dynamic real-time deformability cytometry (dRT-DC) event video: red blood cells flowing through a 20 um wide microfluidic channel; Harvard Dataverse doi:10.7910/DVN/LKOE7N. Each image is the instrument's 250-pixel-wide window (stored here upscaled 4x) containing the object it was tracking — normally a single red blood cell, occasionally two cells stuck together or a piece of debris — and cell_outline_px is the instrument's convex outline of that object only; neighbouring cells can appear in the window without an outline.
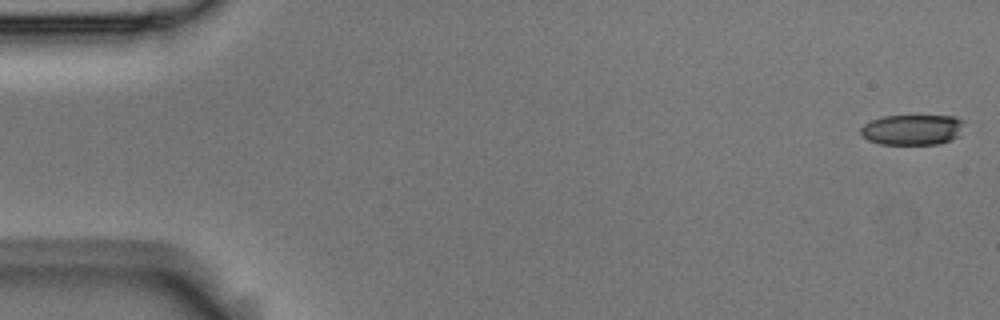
{"species": "Egyptian fruit bat (a non-hibernating species)", "species_latin": "Rousettus aegyptiacus", "temperature_condition": "room temperature", "stored_images_in_passage": 5, "camera_frame_rate_fps": 3000, "um_per_image_px": 0.085, "animal": {"sex": "male"}, "frame": {"image": 1, "passage_image": 1, "time_ms": 0.0, "image_size_px": [1000, 320], "cell_outline_px": [[964, 120], [956, 136], [952, 140], [940, 144], [880, 144], [868, 140], [860, 132], [860, 128], [864, 124], [872, 120], [884, 116], [956, 116]], "centroid_in_image_um": [77.53, 11.02], "position_along_channel_um": 7.5, "area_um2": 18.21}}
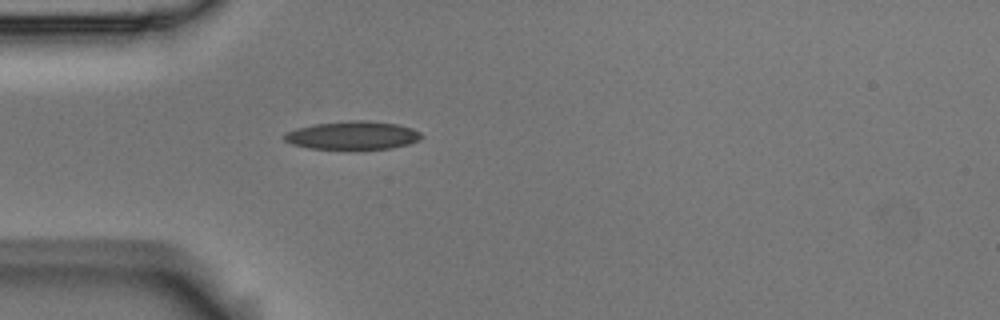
{"frame": {"image": 2, "passage_image": 5, "time_ms": 1.333, "image_size_px": [1000, 320], "cell_outline_px": [[424, 136], [420, 140], [408, 144], [392, 148], [308, 148], [292, 144], [284, 140], [284, 132], [296, 128], [312, 124], [352, 120], [368, 120], [396, 124], [412, 128], [420, 132]], "centroid_in_image_um": [29.97, 11.49], "position_along_channel_um": 55.0, "area_um2": 22.48}}